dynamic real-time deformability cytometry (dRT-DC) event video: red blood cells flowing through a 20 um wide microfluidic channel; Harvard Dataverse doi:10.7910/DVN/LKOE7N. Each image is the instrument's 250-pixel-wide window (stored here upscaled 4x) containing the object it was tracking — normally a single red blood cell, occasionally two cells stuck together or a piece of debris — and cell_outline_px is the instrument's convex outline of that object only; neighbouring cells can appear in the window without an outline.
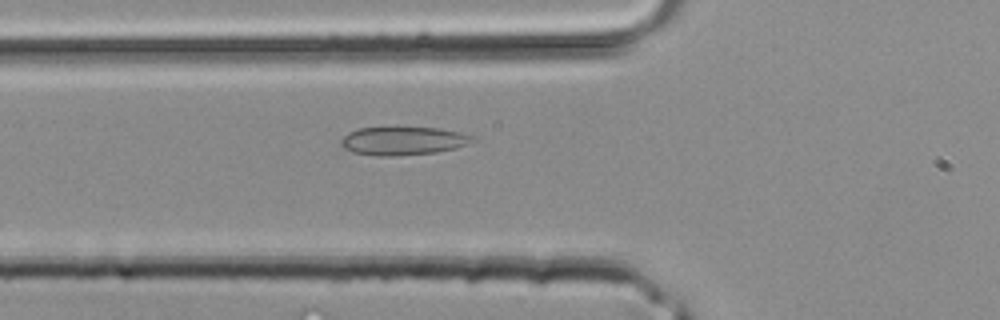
{"species": "common noctule bat (a hibernating species)", "species_latin": "Nyctalus noctula", "temperature_condition": "room temperature", "stored_images_in_passage": 6, "camera_frame_rate_fps": 3000, "um_per_image_px": 0.085, "animal": {"sex": "male", "body_mass_g": 20.4}, "frame": {"image": 1, "passage_image": 5, "time_ms": 1.333, "image_size_px": [1000, 320], "cell_outline_px": [[476, 140], [468, 144], [456, 148], [436, 152], [400, 156], [376, 156], [356, 152], [344, 148], [340, 144], [340, 140], [348, 132], [360, 128], [440, 128], [476, 136]], "centroid_in_image_um": [34.3, 11.98], "position_along_channel_um": 91.5, "area_um2": 21.68}}